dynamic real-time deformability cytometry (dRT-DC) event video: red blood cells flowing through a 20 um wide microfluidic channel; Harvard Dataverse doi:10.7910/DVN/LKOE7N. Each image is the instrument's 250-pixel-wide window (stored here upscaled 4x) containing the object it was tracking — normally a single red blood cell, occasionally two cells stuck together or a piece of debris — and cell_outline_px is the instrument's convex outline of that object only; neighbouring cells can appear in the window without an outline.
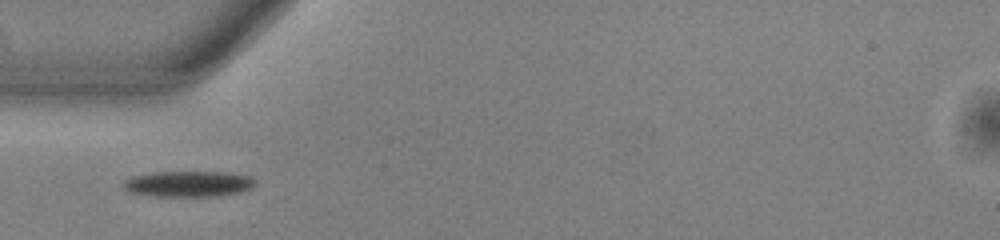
{"species": "common noctule bat (a hibernating species)", "species_latin": "Nyctalus noctula", "temperature_condition": "warm", "stored_images_in_passage": 35, "camera_frame_rate_fps": 3000, "um_per_image_px": 0.085, "animal": {"sex": "male", "body_mass_g": 13.0, "forearm_length_mm": 53.1}, "frame": {"image": 1, "passage_image": 1, "time_ms": 0.0, "image_size_px": [1000, 240], "cell_outline_px": [[256, 184], [252, 188], [240, 192], [216, 196], [152, 196], [132, 192], [124, 188], [124, 180], [132, 176], [152, 172], [228, 172], [252, 176], [256, 180]], "centroid_in_image_um": [16.07, 15.62], "position_along_channel_um": 68.9, "area_um2": 19.94}}
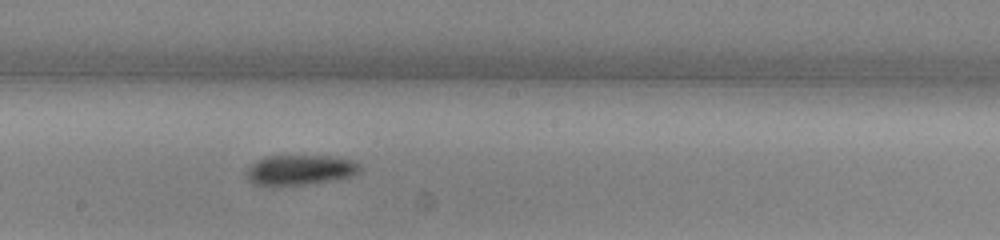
{"frame": {"image": 2, "passage_image": 13, "time_ms": 4.0, "image_size_px": [1000, 240], "cell_outline_px": [[360, 172], [352, 176], [308, 184], [256, 184], [248, 180], [244, 172], [256, 160], [264, 156], [332, 156], [352, 160], [360, 164]], "centroid_in_image_um": [25.51, 14.42], "position_along_channel_um": 222.7, "area_um2": 19.65}}
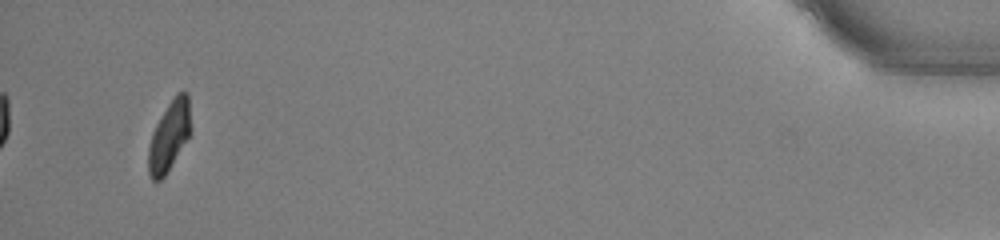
{"frame": {"image": 3, "passage_image": 35, "time_ms": 11.333, "image_size_px": [1000, 240], "cell_outline_px": [[188, 136], [164, 176], [160, 180], [152, 180], [148, 172], [148, 148], [152, 132], [156, 124], [168, 104], [176, 92], [188, 92]], "centroid_in_image_um": [14.32, 11.56], "position_along_channel_um": 420.9, "area_um2": 16.42}, "authors_computed_cell_mechanics": {"area_um2": 19.074, "velocity_mm_per_s": 3.8492, "shape_relaxation_time_tau1_ms": 2.8874, "shape_relaxation_time_tau2_ms": null, "deformation_change_tau1": 0.1227, "deformation_change_tau2": null}}